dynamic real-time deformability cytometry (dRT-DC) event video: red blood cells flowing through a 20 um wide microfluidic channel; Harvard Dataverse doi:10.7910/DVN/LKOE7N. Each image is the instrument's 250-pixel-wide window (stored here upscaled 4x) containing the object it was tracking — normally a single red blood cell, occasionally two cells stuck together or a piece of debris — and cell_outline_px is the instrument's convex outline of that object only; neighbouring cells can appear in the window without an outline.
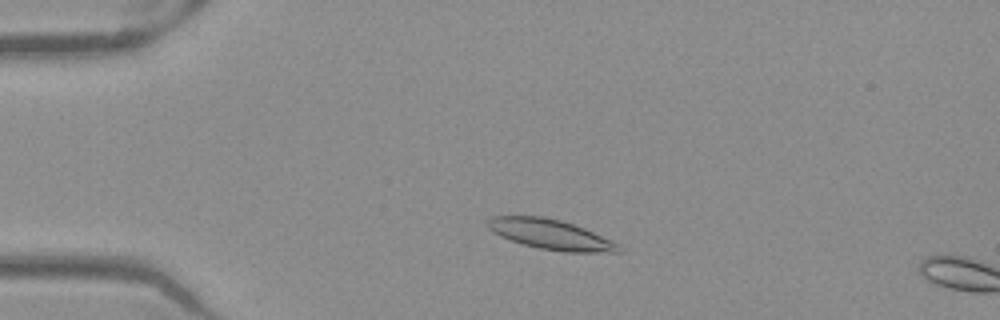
{"species": "Egyptian fruit bat (a non-hibernating species)", "species_latin": "Rousettus aegyptiacus", "temperature_condition": "warm", "stored_images_in_passage": 5, "camera_frame_rate_fps": 3000, "um_per_image_px": 0.085, "frame": {"image": 1, "passage_image": 1, "time_ms": 0.0, "image_size_px": [1000, 320], "cell_outline_px": [[624, 252], [564, 252], [540, 248], [524, 244], [500, 236], [492, 232], [484, 224], [484, 220], [492, 216], [544, 216], [560, 220], [584, 228], [620, 244], [624, 248]], "centroid_in_image_um": [46.79, 19.92], "position_along_channel_um": 38.2, "area_um2": 23.06}}